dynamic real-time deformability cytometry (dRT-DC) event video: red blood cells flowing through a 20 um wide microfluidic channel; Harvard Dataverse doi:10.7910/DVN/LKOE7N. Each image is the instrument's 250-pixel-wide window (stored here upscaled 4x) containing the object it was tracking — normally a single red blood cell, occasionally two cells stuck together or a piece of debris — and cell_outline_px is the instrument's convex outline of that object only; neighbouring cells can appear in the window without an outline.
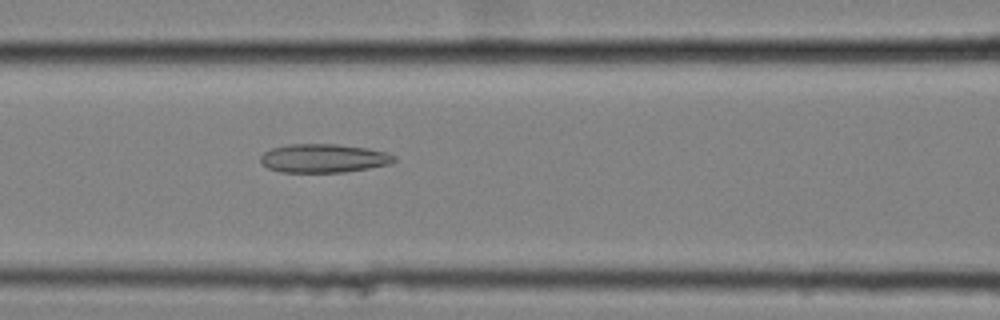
{"species": "common noctule bat (a hibernating species)", "species_latin": "Nyctalus noctula", "temperature_condition": "cold", "stored_images_in_passage": 58, "camera_frame_rate_fps": 3000, "um_per_image_px": 0.085, "animal": {"sex": "female", "body_mass_g": 25.1}, "frame": {"image": 1, "passage_image": 26, "time_ms": 8.333, "image_size_px": [1000, 320], "cell_outline_px": [[396, 160], [388, 164], [368, 168], [344, 172], [280, 172], [268, 168], [260, 160], [260, 156], [264, 152], [272, 148], [288, 144], [336, 144], [368, 148], [388, 152], [396, 156]], "centroid_in_image_um": [27.51, 13.45], "position_along_channel_um": 139.1, "area_um2": 22.31}}
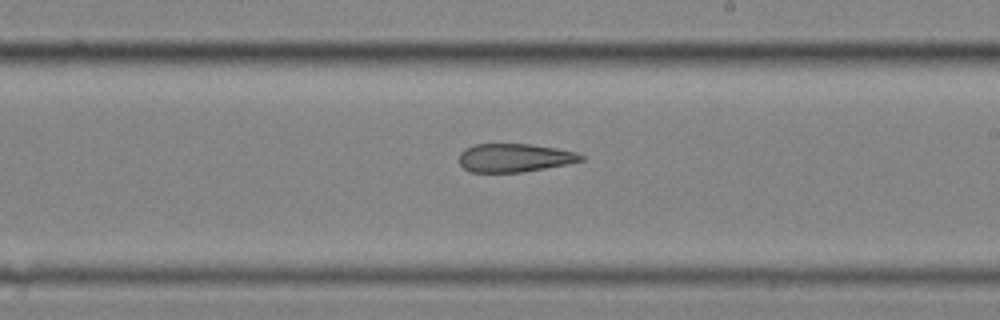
{"frame": {"image": 2, "passage_image": 35, "time_ms": 11.333, "image_size_px": [1000, 320], "cell_outline_px": [[584, 160], [568, 164], [520, 172], [468, 172], [460, 164], [460, 152], [464, 148], [472, 144], [528, 144], [556, 148], [576, 152], [584, 156]], "centroid_in_image_um": [43.71, 13.41], "position_along_channel_um": 245.3, "area_um2": 20.17}}
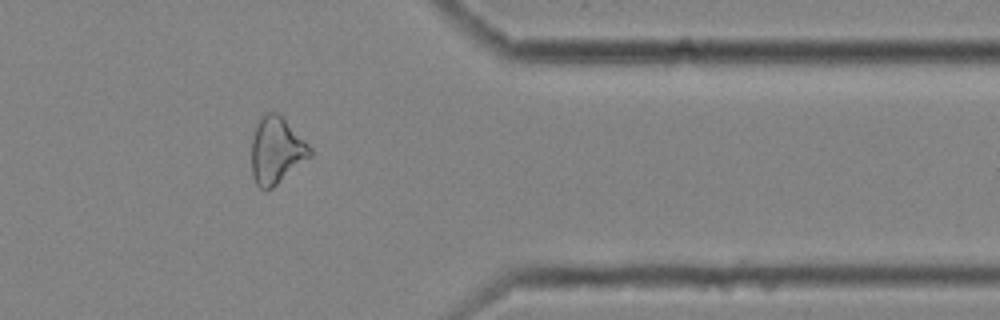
{"frame": {"image": 3, "passage_image": 48, "time_ms": 15.667, "image_size_px": [1000, 320], "cell_outline_px": [[312, 156], [272, 188], [260, 188], [256, 184], [252, 172], [252, 140], [256, 124], [260, 116], [264, 112], [276, 112], [312, 148]], "centroid_in_image_um": [23.48, 12.79], "position_along_channel_um": 387.9, "area_um2": 22.43}, "authors_computed_cell_mechanics": {"area_um2": 24.5361, "velocity_mm_per_s": 3.5487, "shape_relaxation_time_tau1_ms": null, "shape_relaxation_time_tau2_ms": 5.5056, "deformation_change_tau1": null, "deformation_change_tau2": 0.1657}}